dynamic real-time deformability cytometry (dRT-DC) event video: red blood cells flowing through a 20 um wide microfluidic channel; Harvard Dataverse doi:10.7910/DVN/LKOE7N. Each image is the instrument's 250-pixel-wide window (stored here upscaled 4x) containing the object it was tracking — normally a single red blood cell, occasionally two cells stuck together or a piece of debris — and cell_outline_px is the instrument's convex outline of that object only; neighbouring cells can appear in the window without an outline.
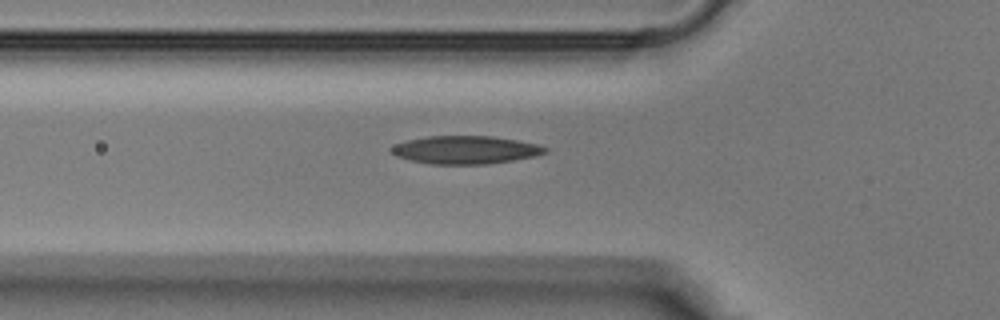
{"species": "Egyptian fruit bat (a non-hibernating species)", "species_latin": "Rousettus aegyptiacus", "temperature_condition": "warm", "stored_images_in_passage": 26, "camera_frame_rate_fps": 3000, "um_per_image_px": 0.085, "animal": {"sex": "male"}, "frame": {"image": 1, "passage_image": 3, "time_ms": 0.667, "image_size_px": [1000, 320], "cell_outline_px": [[548, 152], [536, 156], [512, 160], [484, 164], [428, 164], [396, 156], [388, 148], [396, 144], [408, 140], [428, 136], [492, 136], [516, 140], [536, 144], [548, 148]], "centroid_in_image_um": [39.56, 12.74], "position_along_channel_um": 86.2, "area_um2": 24.97}}
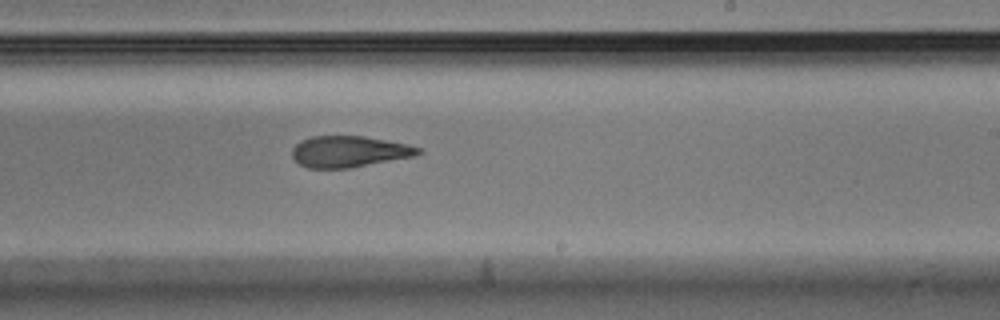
{"frame": {"image": 2, "passage_image": 13, "time_ms": 4.0, "image_size_px": [1000, 320], "cell_outline_px": [[424, 152], [412, 156], [348, 168], [308, 168], [300, 164], [292, 156], [292, 148], [300, 140], [312, 136], [364, 136], [408, 144], [420, 148]], "centroid_in_image_um": [29.65, 12.87], "position_along_channel_um": 259.4, "area_um2": 22.77}}
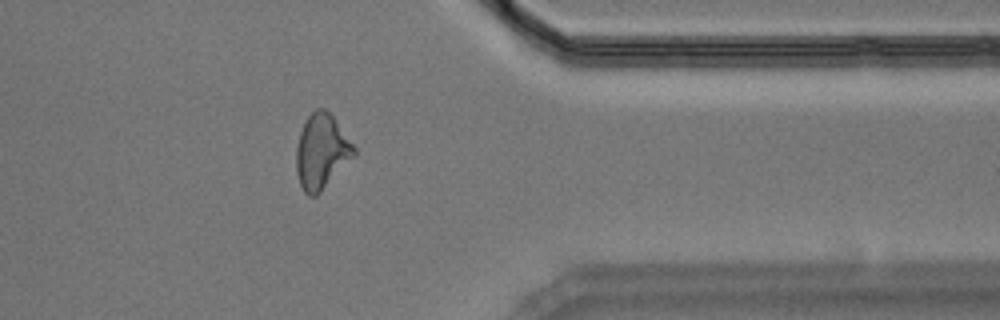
{"frame": {"image": 3, "passage_image": 21, "time_ms": 6.667, "image_size_px": [1000, 320], "cell_outline_px": [[356, 156], [316, 196], [308, 196], [304, 192], [300, 184], [296, 172], [296, 148], [300, 132], [308, 116], [316, 108], [324, 108], [332, 116], [356, 148]], "centroid_in_image_um": [27.33, 12.91], "position_along_channel_um": 384.1, "area_um2": 25.09}}